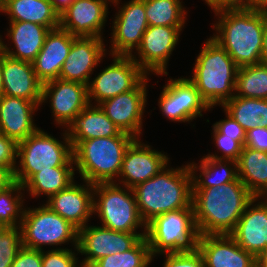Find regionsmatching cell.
I'll return each instance as SVG.
<instances>
[{"label":"cell","mask_w":267,"mask_h":267,"mask_svg":"<svg viewBox=\"0 0 267 267\" xmlns=\"http://www.w3.org/2000/svg\"><path fill=\"white\" fill-rule=\"evenodd\" d=\"M113 63L103 69L87 85L88 100L95 105L119 94L133 90L147 74L131 56L114 55Z\"/></svg>","instance_id":"cell-10"},{"label":"cell","mask_w":267,"mask_h":267,"mask_svg":"<svg viewBox=\"0 0 267 267\" xmlns=\"http://www.w3.org/2000/svg\"><path fill=\"white\" fill-rule=\"evenodd\" d=\"M184 26H148L145 30L140 46L136 49L138 58L131 57L147 74L152 72L158 75H167V64L179 35Z\"/></svg>","instance_id":"cell-11"},{"label":"cell","mask_w":267,"mask_h":267,"mask_svg":"<svg viewBox=\"0 0 267 267\" xmlns=\"http://www.w3.org/2000/svg\"><path fill=\"white\" fill-rule=\"evenodd\" d=\"M80 266L77 265V267H95L93 264H87V263H83V262H80Z\"/></svg>","instance_id":"cell-53"},{"label":"cell","mask_w":267,"mask_h":267,"mask_svg":"<svg viewBox=\"0 0 267 267\" xmlns=\"http://www.w3.org/2000/svg\"><path fill=\"white\" fill-rule=\"evenodd\" d=\"M261 62L267 63V18L265 20V28H264V32H263V45H262Z\"/></svg>","instance_id":"cell-48"},{"label":"cell","mask_w":267,"mask_h":267,"mask_svg":"<svg viewBox=\"0 0 267 267\" xmlns=\"http://www.w3.org/2000/svg\"><path fill=\"white\" fill-rule=\"evenodd\" d=\"M3 95L24 98L42 105L43 83L31 62L14 59L3 53Z\"/></svg>","instance_id":"cell-24"},{"label":"cell","mask_w":267,"mask_h":267,"mask_svg":"<svg viewBox=\"0 0 267 267\" xmlns=\"http://www.w3.org/2000/svg\"><path fill=\"white\" fill-rule=\"evenodd\" d=\"M76 38L60 27L48 32L42 49L32 62L36 76L42 83L59 78L62 65Z\"/></svg>","instance_id":"cell-25"},{"label":"cell","mask_w":267,"mask_h":267,"mask_svg":"<svg viewBox=\"0 0 267 267\" xmlns=\"http://www.w3.org/2000/svg\"><path fill=\"white\" fill-rule=\"evenodd\" d=\"M145 235L146 230L142 233H127L103 226L86 225L78 230L76 251L86 255L83 263L94 264L105 256L131 249Z\"/></svg>","instance_id":"cell-12"},{"label":"cell","mask_w":267,"mask_h":267,"mask_svg":"<svg viewBox=\"0 0 267 267\" xmlns=\"http://www.w3.org/2000/svg\"><path fill=\"white\" fill-rule=\"evenodd\" d=\"M163 267H205V262L200 251L192 250L166 253Z\"/></svg>","instance_id":"cell-40"},{"label":"cell","mask_w":267,"mask_h":267,"mask_svg":"<svg viewBox=\"0 0 267 267\" xmlns=\"http://www.w3.org/2000/svg\"><path fill=\"white\" fill-rule=\"evenodd\" d=\"M222 107L247 132L260 126V117L265 113V99L234 96Z\"/></svg>","instance_id":"cell-33"},{"label":"cell","mask_w":267,"mask_h":267,"mask_svg":"<svg viewBox=\"0 0 267 267\" xmlns=\"http://www.w3.org/2000/svg\"><path fill=\"white\" fill-rule=\"evenodd\" d=\"M113 20L111 56H131L140 46L142 36L148 28L143 0H130L122 4Z\"/></svg>","instance_id":"cell-16"},{"label":"cell","mask_w":267,"mask_h":267,"mask_svg":"<svg viewBox=\"0 0 267 267\" xmlns=\"http://www.w3.org/2000/svg\"><path fill=\"white\" fill-rule=\"evenodd\" d=\"M10 267H42V251L22 246Z\"/></svg>","instance_id":"cell-43"},{"label":"cell","mask_w":267,"mask_h":267,"mask_svg":"<svg viewBox=\"0 0 267 267\" xmlns=\"http://www.w3.org/2000/svg\"><path fill=\"white\" fill-rule=\"evenodd\" d=\"M78 253L68 248H56L42 251V267H77Z\"/></svg>","instance_id":"cell-39"},{"label":"cell","mask_w":267,"mask_h":267,"mask_svg":"<svg viewBox=\"0 0 267 267\" xmlns=\"http://www.w3.org/2000/svg\"><path fill=\"white\" fill-rule=\"evenodd\" d=\"M254 198L243 182L192 188V206L199 235L230 234Z\"/></svg>","instance_id":"cell-1"},{"label":"cell","mask_w":267,"mask_h":267,"mask_svg":"<svg viewBox=\"0 0 267 267\" xmlns=\"http://www.w3.org/2000/svg\"><path fill=\"white\" fill-rule=\"evenodd\" d=\"M158 103L167 119L184 123L202 117V111L211 109L201 98L195 85L185 77L170 78L163 87Z\"/></svg>","instance_id":"cell-13"},{"label":"cell","mask_w":267,"mask_h":267,"mask_svg":"<svg viewBox=\"0 0 267 267\" xmlns=\"http://www.w3.org/2000/svg\"><path fill=\"white\" fill-rule=\"evenodd\" d=\"M7 29L9 40L14 43V49H10L1 40L0 49L11 58L33 62L42 49L46 36L51 29L32 22L10 21Z\"/></svg>","instance_id":"cell-26"},{"label":"cell","mask_w":267,"mask_h":267,"mask_svg":"<svg viewBox=\"0 0 267 267\" xmlns=\"http://www.w3.org/2000/svg\"><path fill=\"white\" fill-rule=\"evenodd\" d=\"M123 188L115 182L94 184L93 213L98 214L103 227L111 230L127 233H137L140 227L146 230L133 189Z\"/></svg>","instance_id":"cell-8"},{"label":"cell","mask_w":267,"mask_h":267,"mask_svg":"<svg viewBox=\"0 0 267 267\" xmlns=\"http://www.w3.org/2000/svg\"><path fill=\"white\" fill-rule=\"evenodd\" d=\"M256 267H267V247L256 256Z\"/></svg>","instance_id":"cell-49"},{"label":"cell","mask_w":267,"mask_h":267,"mask_svg":"<svg viewBox=\"0 0 267 267\" xmlns=\"http://www.w3.org/2000/svg\"><path fill=\"white\" fill-rule=\"evenodd\" d=\"M237 169L238 178L254 197H267V152L244 146Z\"/></svg>","instance_id":"cell-28"},{"label":"cell","mask_w":267,"mask_h":267,"mask_svg":"<svg viewBox=\"0 0 267 267\" xmlns=\"http://www.w3.org/2000/svg\"><path fill=\"white\" fill-rule=\"evenodd\" d=\"M9 21L32 22L56 29L59 27V14L49 0H6L3 9Z\"/></svg>","instance_id":"cell-29"},{"label":"cell","mask_w":267,"mask_h":267,"mask_svg":"<svg viewBox=\"0 0 267 267\" xmlns=\"http://www.w3.org/2000/svg\"><path fill=\"white\" fill-rule=\"evenodd\" d=\"M200 51L193 67V76L188 79L209 107L222 106L235 96L239 67L211 36Z\"/></svg>","instance_id":"cell-4"},{"label":"cell","mask_w":267,"mask_h":267,"mask_svg":"<svg viewBox=\"0 0 267 267\" xmlns=\"http://www.w3.org/2000/svg\"><path fill=\"white\" fill-rule=\"evenodd\" d=\"M48 99L56 124L65 128L90 104L87 85L60 78L43 83L41 104Z\"/></svg>","instance_id":"cell-14"},{"label":"cell","mask_w":267,"mask_h":267,"mask_svg":"<svg viewBox=\"0 0 267 267\" xmlns=\"http://www.w3.org/2000/svg\"><path fill=\"white\" fill-rule=\"evenodd\" d=\"M227 119L220 120L213 124V126L224 136L234 138L243 147L245 146L246 132L225 110Z\"/></svg>","instance_id":"cell-41"},{"label":"cell","mask_w":267,"mask_h":267,"mask_svg":"<svg viewBox=\"0 0 267 267\" xmlns=\"http://www.w3.org/2000/svg\"><path fill=\"white\" fill-rule=\"evenodd\" d=\"M215 14L219 20L213 28L218 33L211 38L226 50L238 67L260 63L267 10H223Z\"/></svg>","instance_id":"cell-2"},{"label":"cell","mask_w":267,"mask_h":267,"mask_svg":"<svg viewBox=\"0 0 267 267\" xmlns=\"http://www.w3.org/2000/svg\"><path fill=\"white\" fill-rule=\"evenodd\" d=\"M192 174L189 165L163 168L152 178L136 185L133 192L139 215L147 224L155 217L192 205Z\"/></svg>","instance_id":"cell-3"},{"label":"cell","mask_w":267,"mask_h":267,"mask_svg":"<svg viewBox=\"0 0 267 267\" xmlns=\"http://www.w3.org/2000/svg\"><path fill=\"white\" fill-rule=\"evenodd\" d=\"M2 65H3V51L0 49V96L3 95V73H2Z\"/></svg>","instance_id":"cell-51"},{"label":"cell","mask_w":267,"mask_h":267,"mask_svg":"<svg viewBox=\"0 0 267 267\" xmlns=\"http://www.w3.org/2000/svg\"><path fill=\"white\" fill-rule=\"evenodd\" d=\"M213 139L221 156L215 154H207L205 157L223 159V160H233L238 161L240 154L242 152L243 146L235 141L234 138L224 137L214 126H213Z\"/></svg>","instance_id":"cell-38"},{"label":"cell","mask_w":267,"mask_h":267,"mask_svg":"<svg viewBox=\"0 0 267 267\" xmlns=\"http://www.w3.org/2000/svg\"><path fill=\"white\" fill-rule=\"evenodd\" d=\"M153 261L150 247L142 237L131 249L105 256L93 265L95 267H148Z\"/></svg>","instance_id":"cell-36"},{"label":"cell","mask_w":267,"mask_h":267,"mask_svg":"<svg viewBox=\"0 0 267 267\" xmlns=\"http://www.w3.org/2000/svg\"><path fill=\"white\" fill-rule=\"evenodd\" d=\"M245 147L267 152V128L258 126L247 131Z\"/></svg>","instance_id":"cell-44"},{"label":"cell","mask_w":267,"mask_h":267,"mask_svg":"<svg viewBox=\"0 0 267 267\" xmlns=\"http://www.w3.org/2000/svg\"><path fill=\"white\" fill-rule=\"evenodd\" d=\"M22 246L43 251V245H78V229L46 204L38 208H24L20 224Z\"/></svg>","instance_id":"cell-9"},{"label":"cell","mask_w":267,"mask_h":267,"mask_svg":"<svg viewBox=\"0 0 267 267\" xmlns=\"http://www.w3.org/2000/svg\"><path fill=\"white\" fill-rule=\"evenodd\" d=\"M252 8L267 10V0H252Z\"/></svg>","instance_id":"cell-50"},{"label":"cell","mask_w":267,"mask_h":267,"mask_svg":"<svg viewBox=\"0 0 267 267\" xmlns=\"http://www.w3.org/2000/svg\"><path fill=\"white\" fill-rule=\"evenodd\" d=\"M188 165L192 174V188L219 187L238 178L237 162L233 160L215 159L204 156L200 160L198 167L194 162L188 163ZM198 169L201 172L199 178L195 175Z\"/></svg>","instance_id":"cell-30"},{"label":"cell","mask_w":267,"mask_h":267,"mask_svg":"<svg viewBox=\"0 0 267 267\" xmlns=\"http://www.w3.org/2000/svg\"><path fill=\"white\" fill-rule=\"evenodd\" d=\"M103 38L77 37L62 65L59 78L88 85L91 75L106 55Z\"/></svg>","instance_id":"cell-19"},{"label":"cell","mask_w":267,"mask_h":267,"mask_svg":"<svg viewBox=\"0 0 267 267\" xmlns=\"http://www.w3.org/2000/svg\"><path fill=\"white\" fill-rule=\"evenodd\" d=\"M39 105L24 98L0 96V134L21 142L39 129L34 123V112Z\"/></svg>","instance_id":"cell-23"},{"label":"cell","mask_w":267,"mask_h":267,"mask_svg":"<svg viewBox=\"0 0 267 267\" xmlns=\"http://www.w3.org/2000/svg\"><path fill=\"white\" fill-rule=\"evenodd\" d=\"M63 140H57L41 128L18 143L19 165L13 173V180L22 186L37 172L53 167H73V148L67 129Z\"/></svg>","instance_id":"cell-6"},{"label":"cell","mask_w":267,"mask_h":267,"mask_svg":"<svg viewBox=\"0 0 267 267\" xmlns=\"http://www.w3.org/2000/svg\"><path fill=\"white\" fill-rule=\"evenodd\" d=\"M141 142L136 138L127 148L118 176L119 185L134 188L167 167L170 158L165 153Z\"/></svg>","instance_id":"cell-18"},{"label":"cell","mask_w":267,"mask_h":267,"mask_svg":"<svg viewBox=\"0 0 267 267\" xmlns=\"http://www.w3.org/2000/svg\"><path fill=\"white\" fill-rule=\"evenodd\" d=\"M21 248L20 227H0V267H10Z\"/></svg>","instance_id":"cell-37"},{"label":"cell","mask_w":267,"mask_h":267,"mask_svg":"<svg viewBox=\"0 0 267 267\" xmlns=\"http://www.w3.org/2000/svg\"><path fill=\"white\" fill-rule=\"evenodd\" d=\"M149 26H184L186 10L180 0H143Z\"/></svg>","instance_id":"cell-34"},{"label":"cell","mask_w":267,"mask_h":267,"mask_svg":"<svg viewBox=\"0 0 267 267\" xmlns=\"http://www.w3.org/2000/svg\"><path fill=\"white\" fill-rule=\"evenodd\" d=\"M216 13L223 10L251 9L252 0H204Z\"/></svg>","instance_id":"cell-45"},{"label":"cell","mask_w":267,"mask_h":267,"mask_svg":"<svg viewBox=\"0 0 267 267\" xmlns=\"http://www.w3.org/2000/svg\"><path fill=\"white\" fill-rule=\"evenodd\" d=\"M145 238L152 258L158 254L184 252L197 248L199 233L193 206L155 217L146 224Z\"/></svg>","instance_id":"cell-7"},{"label":"cell","mask_w":267,"mask_h":267,"mask_svg":"<svg viewBox=\"0 0 267 267\" xmlns=\"http://www.w3.org/2000/svg\"><path fill=\"white\" fill-rule=\"evenodd\" d=\"M260 118H261L260 126L267 128V99H265V113H264V117H260Z\"/></svg>","instance_id":"cell-52"},{"label":"cell","mask_w":267,"mask_h":267,"mask_svg":"<svg viewBox=\"0 0 267 267\" xmlns=\"http://www.w3.org/2000/svg\"><path fill=\"white\" fill-rule=\"evenodd\" d=\"M261 199L260 201L259 197H254L248 203L234 230L229 234L242 249L255 257L267 247V198ZM256 201L260 202L257 204Z\"/></svg>","instance_id":"cell-21"},{"label":"cell","mask_w":267,"mask_h":267,"mask_svg":"<svg viewBox=\"0 0 267 267\" xmlns=\"http://www.w3.org/2000/svg\"><path fill=\"white\" fill-rule=\"evenodd\" d=\"M148 75L131 91L119 94L99 104L116 127L139 139L142 132V115L147 102Z\"/></svg>","instance_id":"cell-15"},{"label":"cell","mask_w":267,"mask_h":267,"mask_svg":"<svg viewBox=\"0 0 267 267\" xmlns=\"http://www.w3.org/2000/svg\"><path fill=\"white\" fill-rule=\"evenodd\" d=\"M74 167H53L35 173L24 185L33 197L44 194L49 199L52 195L66 189L74 182Z\"/></svg>","instance_id":"cell-31"},{"label":"cell","mask_w":267,"mask_h":267,"mask_svg":"<svg viewBox=\"0 0 267 267\" xmlns=\"http://www.w3.org/2000/svg\"><path fill=\"white\" fill-rule=\"evenodd\" d=\"M197 249L205 267H256V257L242 249L229 234L199 235Z\"/></svg>","instance_id":"cell-22"},{"label":"cell","mask_w":267,"mask_h":267,"mask_svg":"<svg viewBox=\"0 0 267 267\" xmlns=\"http://www.w3.org/2000/svg\"><path fill=\"white\" fill-rule=\"evenodd\" d=\"M21 191L25 189L17 181L0 191V227H20L24 213Z\"/></svg>","instance_id":"cell-35"},{"label":"cell","mask_w":267,"mask_h":267,"mask_svg":"<svg viewBox=\"0 0 267 267\" xmlns=\"http://www.w3.org/2000/svg\"><path fill=\"white\" fill-rule=\"evenodd\" d=\"M13 173L4 166H0V191L13 182Z\"/></svg>","instance_id":"cell-46"},{"label":"cell","mask_w":267,"mask_h":267,"mask_svg":"<svg viewBox=\"0 0 267 267\" xmlns=\"http://www.w3.org/2000/svg\"><path fill=\"white\" fill-rule=\"evenodd\" d=\"M235 96L267 99V63L260 62L238 68Z\"/></svg>","instance_id":"cell-32"},{"label":"cell","mask_w":267,"mask_h":267,"mask_svg":"<svg viewBox=\"0 0 267 267\" xmlns=\"http://www.w3.org/2000/svg\"><path fill=\"white\" fill-rule=\"evenodd\" d=\"M5 3H6V0H0V11L3 9Z\"/></svg>","instance_id":"cell-54"},{"label":"cell","mask_w":267,"mask_h":267,"mask_svg":"<svg viewBox=\"0 0 267 267\" xmlns=\"http://www.w3.org/2000/svg\"><path fill=\"white\" fill-rule=\"evenodd\" d=\"M18 143L0 134V166L7 167L12 173L16 168Z\"/></svg>","instance_id":"cell-42"},{"label":"cell","mask_w":267,"mask_h":267,"mask_svg":"<svg viewBox=\"0 0 267 267\" xmlns=\"http://www.w3.org/2000/svg\"><path fill=\"white\" fill-rule=\"evenodd\" d=\"M72 148L80 141L118 136L120 131L99 105L89 104L67 128Z\"/></svg>","instance_id":"cell-27"},{"label":"cell","mask_w":267,"mask_h":267,"mask_svg":"<svg viewBox=\"0 0 267 267\" xmlns=\"http://www.w3.org/2000/svg\"><path fill=\"white\" fill-rule=\"evenodd\" d=\"M53 6V9L60 15L65 11L74 0H49Z\"/></svg>","instance_id":"cell-47"},{"label":"cell","mask_w":267,"mask_h":267,"mask_svg":"<svg viewBox=\"0 0 267 267\" xmlns=\"http://www.w3.org/2000/svg\"><path fill=\"white\" fill-rule=\"evenodd\" d=\"M86 185L72 182L66 189L52 195L46 205L70 222L78 230L84 228L93 213L94 184L84 181Z\"/></svg>","instance_id":"cell-20"},{"label":"cell","mask_w":267,"mask_h":267,"mask_svg":"<svg viewBox=\"0 0 267 267\" xmlns=\"http://www.w3.org/2000/svg\"><path fill=\"white\" fill-rule=\"evenodd\" d=\"M135 139L121 132L118 136L80 141L73 148L74 165L80 178L91 184L116 183L125 152Z\"/></svg>","instance_id":"cell-5"},{"label":"cell","mask_w":267,"mask_h":267,"mask_svg":"<svg viewBox=\"0 0 267 267\" xmlns=\"http://www.w3.org/2000/svg\"><path fill=\"white\" fill-rule=\"evenodd\" d=\"M120 0H74L59 15V27L76 37L103 38V27L108 17V4L117 6ZM108 3V4H107Z\"/></svg>","instance_id":"cell-17"}]
</instances>
